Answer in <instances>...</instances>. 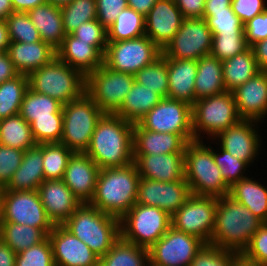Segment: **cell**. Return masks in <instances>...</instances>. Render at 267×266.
I'll return each instance as SVG.
<instances>
[{
	"label": "cell",
	"instance_id": "32",
	"mask_svg": "<svg viewBox=\"0 0 267 266\" xmlns=\"http://www.w3.org/2000/svg\"><path fill=\"white\" fill-rule=\"evenodd\" d=\"M225 91L222 61L211 54L198 59L197 75L195 77V101Z\"/></svg>",
	"mask_w": 267,
	"mask_h": 266
},
{
	"label": "cell",
	"instance_id": "27",
	"mask_svg": "<svg viewBox=\"0 0 267 266\" xmlns=\"http://www.w3.org/2000/svg\"><path fill=\"white\" fill-rule=\"evenodd\" d=\"M6 53L18 73L25 75L50 63L57 56L56 49L42 40L32 43L10 41Z\"/></svg>",
	"mask_w": 267,
	"mask_h": 266
},
{
	"label": "cell",
	"instance_id": "23",
	"mask_svg": "<svg viewBox=\"0 0 267 266\" xmlns=\"http://www.w3.org/2000/svg\"><path fill=\"white\" fill-rule=\"evenodd\" d=\"M100 168L86 154L74 152L66 166L63 182L82 203L93 198Z\"/></svg>",
	"mask_w": 267,
	"mask_h": 266
},
{
	"label": "cell",
	"instance_id": "55",
	"mask_svg": "<svg viewBox=\"0 0 267 266\" xmlns=\"http://www.w3.org/2000/svg\"><path fill=\"white\" fill-rule=\"evenodd\" d=\"M231 7L243 25L267 9L266 0H232Z\"/></svg>",
	"mask_w": 267,
	"mask_h": 266
},
{
	"label": "cell",
	"instance_id": "57",
	"mask_svg": "<svg viewBox=\"0 0 267 266\" xmlns=\"http://www.w3.org/2000/svg\"><path fill=\"white\" fill-rule=\"evenodd\" d=\"M184 18H203L205 0H174Z\"/></svg>",
	"mask_w": 267,
	"mask_h": 266
},
{
	"label": "cell",
	"instance_id": "14",
	"mask_svg": "<svg viewBox=\"0 0 267 266\" xmlns=\"http://www.w3.org/2000/svg\"><path fill=\"white\" fill-rule=\"evenodd\" d=\"M137 124L154 132L179 134L187 142L194 140L192 106L184 101L162 98Z\"/></svg>",
	"mask_w": 267,
	"mask_h": 266
},
{
	"label": "cell",
	"instance_id": "47",
	"mask_svg": "<svg viewBox=\"0 0 267 266\" xmlns=\"http://www.w3.org/2000/svg\"><path fill=\"white\" fill-rule=\"evenodd\" d=\"M212 47L210 54L219 61L233 58L246 51L250 46L245 34H212Z\"/></svg>",
	"mask_w": 267,
	"mask_h": 266
},
{
	"label": "cell",
	"instance_id": "45",
	"mask_svg": "<svg viewBox=\"0 0 267 266\" xmlns=\"http://www.w3.org/2000/svg\"><path fill=\"white\" fill-rule=\"evenodd\" d=\"M9 39L12 42L32 43L41 41L39 31L31 22L27 12H13L5 20Z\"/></svg>",
	"mask_w": 267,
	"mask_h": 266
},
{
	"label": "cell",
	"instance_id": "52",
	"mask_svg": "<svg viewBox=\"0 0 267 266\" xmlns=\"http://www.w3.org/2000/svg\"><path fill=\"white\" fill-rule=\"evenodd\" d=\"M71 34L80 41L91 42L104 55L108 44L107 29L97 19L82 23Z\"/></svg>",
	"mask_w": 267,
	"mask_h": 266
},
{
	"label": "cell",
	"instance_id": "3",
	"mask_svg": "<svg viewBox=\"0 0 267 266\" xmlns=\"http://www.w3.org/2000/svg\"><path fill=\"white\" fill-rule=\"evenodd\" d=\"M263 222L229 195L218 198L210 244L241 254Z\"/></svg>",
	"mask_w": 267,
	"mask_h": 266
},
{
	"label": "cell",
	"instance_id": "54",
	"mask_svg": "<svg viewBox=\"0 0 267 266\" xmlns=\"http://www.w3.org/2000/svg\"><path fill=\"white\" fill-rule=\"evenodd\" d=\"M127 6V0H96L97 20L107 29Z\"/></svg>",
	"mask_w": 267,
	"mask_h": 266
},
{
	"label": "cell",
	"instance_id": "65",
	"mask_svg": "<svg viewBox=\"0 0 267 266\" xmlns=\"http://www.w3.org/2000/svg\"><path fill=\"white\" fill-rule=\"evenodd\" d=\"M13 12L11 0H0V20H6Z\"/></svg>",
	"mask_w": 267,
	"mask_h": 266
},
{
	"label": "cell",
	"instance_id": "22",
	"mask_svg": "<svg viewBox=\"0 0 267 266\" xmlns=\"http://www.w3.org/2000/svg\"><path fill=\"white\" fill-rule=\"evenodd\" d=\"M37 191L53 225H62L82 204L62 179L44 180Z\"/></svg>",
	"mask_w": 267,
	"mask_h": 266
},
{
	"label": "cell",
	"instance_id": "28",
	"mask_svg": "<svg viewBox=\"0 0 267 266\" xmlns=\"http://www.w3.org/2000/svg\"><path fill=\"white\" fill-rule=\"evenodd\" d=\"M169 91L167 98L184 101L189 105L195 102V77L197 61L167 58Z\"/></svg>",
	"mask_w": 267,
	"mask_h": 266
},
{
	"label": "cell",
	"instance_id": "58",
	"mask_svg": "<svg viewBox=\"0 0 267 266\" xmlns=\"http://www.w3.org/2000/svg\"><path fill=\"white\" fill-rule=\"evenodd\" d=\"M251 49L256 59L258 69L267 71V39L252 44Z\"/></svg>",
	"mask_w": 267,
	"mask_h": 266
},
{
	"label": "cell",
	"instance_id": "21",
	"mask_svg": "<svg viewBox=\"0 0 267 266\" xmlns=\"http://www.w3.org/2000/svg\"><path fill=\"white\" fill-rule=\"evenodd\" d=\"M232 94L242 119L267 122V71H259Z\"/></svg>",
	"mask_w": 267,
	"mask_h": 266
},
{
	"label": "cell",
	"instance_id": "61",
	"mask_svg": "<svg viewBox=\"0 0 267 266\" xmlns=\"http://www.w3.org/2000/svg\"><path fill=\"white\" fill-rule=\"evenodd\" d=\"M46 2L47 0H11L15 12H28L36 6Z\"/></svg>",
	"mask_w": 267,
	"mask_h": 266
},
{
	"label": "cell",
	"instance_id": "25",
	"mask_svg": "<svg viewBox=\"0 0 267 266\" xmlns=\"http://www.w3.org/2000/svg\"><path fill=\"white\" fill-rule=\"evenodd\" d=\"M56 52L61 61L85 76L103 65V54L91 42L80 41L72 34L65 36Z\"/></svg>",
	"mask_w": 267,
	"mask_h": 266
},
{
	"label": "cell",
	"instance_id": "51",
	"mask_svg": "<svg viewBox=\"0 0 267 266\" xmlns=\"http://www.w3.org/2000/svg\"><path fill=\"white\" fill-rule=\"evenodd\" d=\"M240 259L254 266H267V223H263L252 236Z\"/></svg>",
	"mask_w": 267,
	"mask_h": 266
},
{
	"label": "cell",
	"instance_id": "24",
	"mask_svg": "<svg viewBox=\"0 0 267 266\" xmlns=\"http://www.w3.org/2000/svg\"><path fill=\"white\" fill-rule=\"evenodd\" d=\"M133 162L141 178L161 182L185 180L184 153L134 155Z\"/></svg>",
	"mask_w": 267,
	"mask_h": 266
},
{
	"label": "cell",
	"instance_id": "26",
	"mask_svg": "<svg viewBox=\"0 0 267 266\" xmlns=\"http://www.w3.org/2000/svg\"><path fill=\"white\" fill-rule=\"evenodd\" d=\"M187 143L179 134L146 130L137 123L133 127L134 155L184 153Z\"/></svg>",
	"mask_w": 267,
	"mask_h": 266
},
{
	"label": "cell",
	"instance_id": "60",
	"mask_svg": "<svg viewBox=\"0 0 267 266\" xmlns=\"http://www.w3.org/2000/svg\"><path fill=\"white\" fill-rule=\"evenodd\" d=\"M16 253L0 239V266H15Z\"/></svg>",
	"mask_w": 267,
	"mask_h": 266
},
{
	"label": "cell",
	"instance_id": "36",
	"mask_svg": "<svg viewBox=\"0 0 267 266\" xmlns=\"http://www.w3.org/2000/svg\"><path fill=\"white\" fill-rule=\"evenodd\" d=\"M0 144L23 151L37 145L30 124L19 114L0 120Z\"/></svg>",
	"mask_w": 267,
	"mask_h": 266
},
{
	"label": "cell",
	"instance_id": "31",
	"mask_svg": "<svg viewBox=\"0 0 267 266\" xmlns=\"http://www.w3.org/2000/svg\"><path fill=\"white\" fill-rule=\"evenodd\" d=\"M253 177H245L230 188L229 196L267 223V187Z\"/></svg>",
	"mask_w": 267,
	"mask_h": 266
},
{
	"label": "cell",
	"instance_id": "10",
	"mask_svg": "<svg viewBox=\"0 0 267 266\" xmlns=\"http://www.w3.org/2000/svg\"><path fill=\"white\" fill-rule=\"evenodd\" d=\"M0 222H14L41 229L47 236L54 225L45 213L37 190H2Z\"/></svg>",
	"mask_w": 267,
	"mask_h": 266
},
{
	"label": "cell",
	"instance_id": "62",
	"mask_svg": "<svg viewBox=\"0 0 267 266\" xmlns=\"http://www.w3.org/2000/svg\"><path fill=\"white\" fill-rule=\"evenodd\" d=\"M157 0H127L129 7L146 16Z\"/></svg>",
	"mask_w": 267,
	"mask_h": 266
},
{
	"label": "cell",
	"instance_id": "1",
	"mask_svg": "<svg viewBox=\"0 0 267 266\" xmlns=\"http://www.w3.org/2000/svg\"><path fill=\"white\" fill-rule=\"evenodd\" d=\"M134 124L120 116L105 113L98 121L86 154L100 169L133 163Z\"/></svg>",
	"mask_w": 267,
	"mask_h": 266
},
{
	"label": "cell",
	"instance_id": "64",
	"mask_svg": "<svg viewBox=\"0 0 267 266\" xmlns=\"http://www.w3.org/2000/svg\"><path fill=\"white\" fill-rule=\"evenodd\" d=\"M10 44L8 28L5 20H0V52H6Z\"/></svg>",
	"mask_w": 267,
	"mask_h": 266
},
{
	"label": "cell",
	"instance_id": "42",
	"mask_svg": "<svg viewBox=\"0 0 267 266\" xmlns=\"http://www.w3.org/2000/svg\"><path fill=\"white\" fill-rule=\"evenodd\" d=\"M73 153L60 142L43 144L44 180L63 179L66 166Z\"/></svg>",
	"mask_w": 267,
	"mask_h": 266
},
{
	"label": "cell",
	"instance_id": "6",
	"mask_svg": "<svg viewBox=\"0 0 267 266\" xmlns=\"http://www.w3.org/2000/svg\"><path fill=\"white\" fill-rule=\"evenodd\" d=\"M28 83L31 90L48 95L63 105L86 92V76L57 56L50 63L31 72Z\"/></svg>",
	"mask_w": 267,
	"mask_h": 266
},
{
	"label": "cell",
	"instance_id": "30",
	"mask_svg": "<svg viewBox=\"0 0 267 266\" xmlns=\"http://www.w3.org/2000/svg\"><path fill=\"white\" fill-rule=\"evenodd\" d=\"M31 22L39 31L41 40L58 49L66 36L63 29L61 9L49 2L38 5L27 12Z\"/></svg>",
	"mask_w": 267,
	"mask_h": 266
},
{
	"label": "cell",
	"instance_id": "56",
	"mask_svg": "<svg viewBox=\"0 0 267 266\" xmlns=\"http://www.w3.org/2000/svg\"><path fill=\"white\" fill-rule=\"evenodd\" d=\"M245 37L249 46L267 39V9L244 25Z\"/></svg>",
	"mask_w": 267,
	"mask_h": 266
},
{
	"label": "cell",
	"instance_id": "33",
	"mask_svg": "<svg viewBox=\"0 0 267 266\" xmlns=\"http://www.w3.org/2000/svg\"><path fill=\"white\" fill-rule=\"evenodd\" d=\"M161 99L162 97L157 92L134 81L124 102L114 114L135 124L157 105Z\"/></svg>",
	"mask_w": 267,
	"mask_h": 266
},
{
	"label": "cell",
	"instance_id": "67",
	"mask_svg": "<svg viewBox=\"0 0 267 266\" xmlns=\"http://www.w3.org/2000/svg\"><path fill=\"white\" fill-rule=\"evenodd\" d=\"M235 266H254L248 263H245L244 261H242L241 259L236 263Z\"/></svg>",
	"mask_w": 267,
	"mask_h": 266
},
{
	"label": "cell",
	"instance_id": "16",
	"mask_svg": "<svg viewBox=\"0 0 267 266\" xmlns=\"http://www.w3.org/2000/svg\"><path fill=\"white\" fill-rule=\"evenodd\" d=\"M198 237L170 227L168 231L149 248L151 266H190L197 252L204 246Z\"/></svg>",
	"mask_w": 267,
	"mask_h": 266
},
{
	"label": "cell",
	"instance_id": "44",
	"mask_svg": "<svg viewBox=\"0 0 267 266\" xmlns=\"http://www.w3.org/2000/svg\"><path fill=\"white\" fill-rule=\"evenodd\" d=\"M213 157L216 165L221 170L222 177L225 183L231 188L235 183L241 179L248 177L245 173L249 165L243 160L237 159L229 152L222 149L220 146L217 150L213 148Z\"/></svg>",
	"mask_w": 267,
	"mask_h": 266
},
{
	"label": "cell",
	"instance_id": "4",
	"mask_svg": "<svg viewBox=\"0 0 267 266\" xmlns=\"http://www.w3.org/2000/svg\"><path fill=\"white\" fill-rule=\"evenodd\" d=\"M193 140L187 143L184 152L185 180L190 192L196 196L223 197L230 193L221 170L213 157L211 142ZM209 144V145H207ZM211 144V145H210Z\"/></svg>",
	"mask_w": 267,
	"mask_h": 266
},
{
	"label": "cell",
	"instance_id": "19",
	"mask_svg": "<svg viewBox=\"0 0 267 266\" xmlns=\"http://www.w3.org/2000/svg\"><path fill=\"white\" fill-rule=\"evenodd\" d=\"M55 266H98L99 256L62 225L48 234Z\"/></svg>",
	"mask_w": 267,
	"mask_h": 266
},
{
	"label": "cell",
	"instance_id": "43",
	"mask_svg": "<svg viewBox=\"0 0 267 266\" xmlns=\"http://www.w3.org/2000/svg\"><path fill=\"white\" fill-rule=\"evenodd\" d=\"M60 9L66 35L71 34L82 23L97 19L96 0H73Z\"/></svg>",
	"mask_w": 267,
	"mask_h": 266
},
{
	"label": "cell",
	"instance_id": "53",
	"mask_svg": "<svg viewBox=\"0 0 267 266\" xmlns=\"http://www.w3.org/2000/svg\"><path fill=\"white\" fill-rule=\"evenodd\" d=\"M23 150L0 144V188L4 189L19 168L24 155Z\"/></svg>",
	"mask_w": 267,
	"mask_h": 266
},
{
	"label": "cell",
	"instance_id": "2",
	"mask_svg": "<svg viewBox=\"0 0 267 266\" xmlns=\"http://www.w3.org/2000/svg\"><path fill=\"white\" fill-rule=\"evenodd\" d=\"M141 177L136 165L100 169L89 204L121 219L135 204Z\"/></svg>",
	"mask_w": 267,
	"mask_h": 266
},
{
	"label": "cell",
	"instance_id": "37",
	"mask_svg": "<svg viewBox=\"0 0 267 266\" xmlns=\"http://www.w3.org/2000/svg\"><path fill=\"white\" fill-rule=\"evenodd\" d=\"M48 236L38 228L14 222H0V239L16 254L40 244Z\"/></svg>",
	"mask_w": 267,
	"mask_h": 266
},
{
	"label": "cell",
	"instance_id": "18",
	"mask_svg": "<svg viewBox=\"0 0 267 266\" xmlns=\"http://www.w3.org/2000/svg\"><path fill=\"white\" fill-rule=\"evenodd\" d=\"M190 195L186 180L161 182L141 178L136 203L158 207L172 216Z\"/></svg>",
	"mask_w": 267,
	"mask_h": 266
},
{
	"label": "cell",
	"instance_id": "49",
	"mask_svg": "<svg viewBox=\"0 0 267 266\" xmlns=\"http://www.w3.org/2000/svg\"><path fill=\"white\" fill-rule=\"evenodd\" d=\"M203 18L212 34H245L244 25L232 7L226 8V11L204 12Z\"/></svg>",
	"mask_w": 267,
	"mask_h": 266
},
{
	"label": "cell",
	"instance_id": "29",
	"mask_svg": "<svg viewBox=\"0 0 267 266\" xmlns=\"http://www.w3.org/2000/svg\"><path fill=\"white\" fill-rule=\"evenodd\" d=\"M43 144L27 149L24 152L21 165L14 172L9 183L2 190L27 191L38 190L44 181Z\"/></svg>",
	"mask_w": 267,
	"mask_h": 266
},
{
	"label": "cell",
	"instance_id": "38",
	"mask_svg": "<svg viewBox=\"0 0 267 266\" xmlns=\"http://www.w3.org/2000/svg\"><path fill=\"white\" fill-rule=\"evenodd\" d=\"M145 35V16L127 6L107 28V41L135 39Z\"/></svg>",
	"mask_w": 267,
	"mask_h": 266
},
{
	"label": "cell",
	"instance_id": "20",
	"mask_svg": "<svg viewBox=\"0 0 267 266\" xmlns=\"http://www.w3.org/2000/svg\"><path fill=\"white\" fill-rule=\"evenodd\" d=\"M183 19L174 0H157L145 16V35L162 50L177 33Z\"/></svg>",
	"mask_w": 267,
	"mask_h": 266
},
{
	"label": "cell",
	"instance_id": "40",
	"mask_svg": "<svg viewBox=\"0 0 267 266\" xmlns=\"http://www.w3.org/2000/svg\"><path fill=\"white\" fill-rule=\"evenodd\" d=\"M28 88V75L25 74L0 83V120L19 114Z\"/></svg>",
	"mask_w": 267,
	"mask_h": 266
},
{
	"label": "cell",
	"instance_id": "15",
	"mask_svg": "<svg viewBox=\"0 0 267 266\" xmlns=\"http://www.w3.org/2000/svg\"><path fill=\"white\" fill-rule=\"evenodd\" d=\"M212 32L204 18H184L174 37L162 49L165 58L198 60L210 55Z\"/></svg>",
	"mask_w": 267,
	"mask_h": 266
},
{
	"label": "cell",
	"instance_id": "13",
	"mask_svg": "<svg viewBox=\"0 0 267 266\" xmlns=\"http://www.w3.org/2000/svg\"><path fill=\"white\" fill-rule=\"evenodd\" d=\"M218 198L191 194L171 216V226L210 244Z\"/></svg>",
	"mask_w": 267,
	"mask_h": 266
},
{
	"label": "cell",
	"instance_id": "7",
	"mask_svg": "<svg viewBox=\"0 0 267 266\" xmlns=\"http://www.w3.org/2000/svg\"><path fill=\"white\" fill-rule=\"evenodd\" d=\"M240 120L242 118L238 114L232 92L225 91L215 96L198 99L192 105L194 140H203L205 137L207 140L209 138L212 140Z\"/></svg>",
	"mask_w": 267,
	"mask_h": 266
},
{
	"label": "cell",
	"instance_id": "12",
	"mask_svg": "<svg viewBox=\"0 0 267 266\" xmlns=\"http://www.w3.org/2000/svg\"><path fill=\"white\" fill-rule=\"evenodd\" d=\"M134 81V75L113 71L103 64L86 76V93L104 113L114 114Z\"/></svg>",
	"mask_w": 267,
	"mask_h": 266
},
{
	"label": "cell",
	"instance_id": "39",
	"mask_svg": "<svg viewBox=\"0 0 267 266\" xmlns=\"http://www.w3.org/2000/svg\"><path fill=\"white\" fill-rule=\"evenodd\" d=\"M62 106L58 100L28 88L19 115L30 124L34 119L53 118V114H63Z\"/></svg>",
	"mask_w": 267,
	"mask_h": 266
},
{
	"label": "cell",
	"instance_id": "34",
	"mask_svg": "<svg viewBox=\"0 0 267 266\" xmlns=\"http://www.w3.org/2000/svg\"><path fill=\"white\" fill-rule=\"evenodd\" d=\"M222 67L223 81L228 92L234 91L260 71L251 47L233 58L224 60Z\"/></svg>",
	"mask_w": 267,
	"mask_h": 266
},
{
	"label": "cell",
	"instance_id": "48",
	"mask_svg": "<svg viewBox=\"0 0 267 266\" xmlns=\"http://www.w3.org/2000/svg\"><path fill=\"white\" fill-rule=\"evenodd\" d=\"M30 126L37 144L59 143L63 135V114H53V118L34 119Z\"/></svg>",
	"mask_w": 267,
	"mask_h": 266
},
{
	"label": "cell",
	"instance_id": "35",
	"mask_svg": "<svg viewBox=\"0 0 267 266\" xmlns=\"http://www.w3.org/2000/svg\"><path fill=\"white\" fill-rule=\"evenodd\" d=\"M149 249L127 242L121 237L99 257L98 266H149Z\"/></svg>",
	"mask_w": 267,
	"mask_h": 266
},
{
	"label": "cell",
	"instance_id": "41",
	"mask_svg": "<svg viewBox=\"0 0 267 266\" xmlns=\"http://www.w3.org/2000/svg\"><path fill=\"white\" fill-rule=\"evenodd\" d=\"M135 82L167 98L169 91L167 58L161 55L153 63L142 68L134 75Z\"/></svg>",
	"mask_w": 267,
	"mask_h": 266
},
{
	"label": "cell",
	"instance_id": "9",
	"mask_svg": "<svg viewBox=\"0 0 267 266\" xmlns=\"http://www.w3.org/2000/svg\"><path fill=\"white\" fill-rule=\"evenodd\" d=\"M171 227V215L154 206L136 203L120 219V237L146 249L151 248Z\"/></svg>",
	"mask_w": 267,
	"mask_h": 266
},
{
	"label": "cell",
	"instance_id": "5",
	"mask_svg": "<svg viewBox=\"0 0 267 266\" xmlns=\"http://www.w3.org/2000/svg\"><path fill=\"white\" fill-rule=\"evenodd\" d=\"M99 257L105 255L120 238V219L82 203L62 224Z\"/></svg>",
	"mask_w": 267,
	"mask_h": 266
},
{
	"label": "cell",
	"instance_id": "8",
	"mask_svg": "<svg viewBox=\"0 0 267 266\" xmlns=\"http://www.w3.org/2000/svg\"><path fill=\"white\" fill-rule=\"evenodd\" d=\"M63 143L73 152L85 153L94 129L105 114L85 92L81 97L62 106Z\"/></svg>",
	"mask_w": 267,
	"mask_h": 266
},
{
	"label": "cell",
	"instance_id": "63",
	"mask_svg": "<svg viewBox=\"0 0 267 266\" xmlns=\"http://www.w3.org/2000/svg\"><path fill=\"white\" fill-rule=\"evenodd\" d=\"M232 0H205L204 12L226 11L231 7Z\"/></svg>",
	"mask_w": 267,
	"mask_h": 266
},
{
	"label": "cell",
	"instance_id": "50",
	"mask_svg": "<svg viewBox=\"0 0 267 266\" xmlns=\"http://www.w3.org/2000/svg\"><path fill=\"white\" fill-rule=\"evenodd\" d=\"M15 266H55L52 245L47 237L43 242L16 255Z\"/></svg>",
	"mask_w": 267,
	"mask_h": 266
},
{
	"label": "cell",
	"instance_id": "46",
	"mask_svg": "<svg viewBox=\"0 0 267 266\" xmlns=\"http://www.w3.org/2000/svg\"><path fill=\"white\" fill-rule=\"evenodd\" d=\"M239 260L238 252L212 244H204L191 261L190 266H235Z\"/></svg>",
	"mask_w": 267,
	"mask_h": 266
},
{
	"label": "cell",
	"instance_id": "17",
	"mask_svg": "<svg viewBox=\"0 0 267 266\" xmlns=\"http://www.w3.org/2000/svg\"><path fill=\"white\" fill-rule=\"evenodd\" d=\"M260 124L261 122L256 120L242 119L208 141L213 143L214 140L216 145L232 156L253 166V163L259 158L262 148H265L261 147L264 144H262L263 136H260Z\"/></svg>",
	"mask_w": 267,
	"mask_h": 266
},
{
	"label": "cell",
	"instance_id": "66",
	"mask_svg": "<svg viewBox=\"0 0 267 266\" xmlns=\"http://www.w3.org/2000/svg\"><path fill=\"white\" fill-rule=\"evenodd\" d=\"M73 0H47V2L61 8L64 7L66 5H68L69 3H71Z\"/></svg>",
	"mask_w": 267,
	"mask_h": 266
},
{
	"label": "cell",
	"instance_id": "59",
	"mask_svg": "<svg viewBox=\"0 0 267 266\" xmlns=\"http://www.w3.org/2000/svg\"><path fill=\"white\" fill-rule=\"evenodd\" d=\"M19 73L6 52L0 53V83L7 81Z\"/></svg>",
	"mask_w": 267,
	"mask_h": 266
},
{
	"label": "cell",
	"instance_id": "11",
	"mask_svg": "<svg viewBox=\"0 0 267 266\" xmlns=\"http://www.w3.org/2000/svg\"><path fill=\"white\" fill-rule=\"evenodd\" d=\"M162 55V50L146 35L108 42L103 64L113 71L135 75Z\"/></svg>",
	"mask_w": 267,
	"mask_h": 266
}]
</instances>
